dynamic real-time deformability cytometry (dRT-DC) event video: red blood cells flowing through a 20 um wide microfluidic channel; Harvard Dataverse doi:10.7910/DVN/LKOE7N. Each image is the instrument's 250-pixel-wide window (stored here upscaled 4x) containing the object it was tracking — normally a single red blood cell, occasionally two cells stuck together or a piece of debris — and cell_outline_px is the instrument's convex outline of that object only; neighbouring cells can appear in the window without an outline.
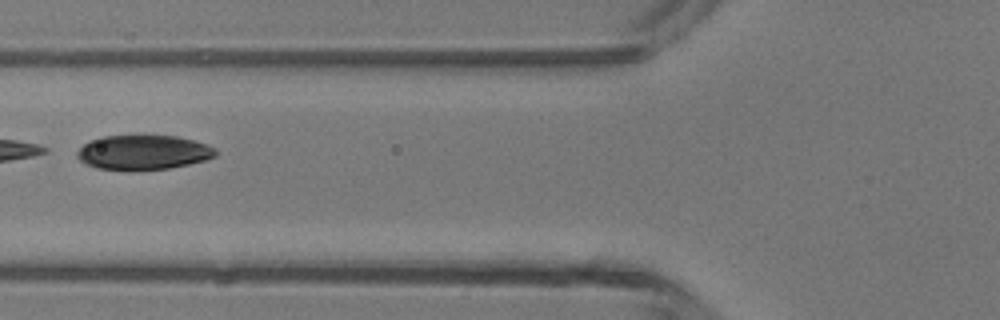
{"species": "common noctule bat (a hibernating species)", "species_latin": "Nyctalus noctula", "temperature_condition": "room temperature", "stored_images_in_passage": 35, "camera_frame_rate_fps": 3000, "um_per_image_px": 0.085, "animal": {"sex": "male", "body_mass_g": 13.3}, "frame": {"image": 1, "passage_image": 18, "time_ms": 5.667, "image_size_px": [1000, 320], "cell_outline_px": [[216, 156], [204, 160], [188, 164], [168, 168], [96, 168], [84, 164], [76, 156], [76, 152], [84, 144], [100, 136], [136, 132], [176, 136], [208, 144], [216, 148]], "centroid_in_image_um": [12.16, 12.87], "position_along_channel_um": 113.6, "area_um2": 28.32}}